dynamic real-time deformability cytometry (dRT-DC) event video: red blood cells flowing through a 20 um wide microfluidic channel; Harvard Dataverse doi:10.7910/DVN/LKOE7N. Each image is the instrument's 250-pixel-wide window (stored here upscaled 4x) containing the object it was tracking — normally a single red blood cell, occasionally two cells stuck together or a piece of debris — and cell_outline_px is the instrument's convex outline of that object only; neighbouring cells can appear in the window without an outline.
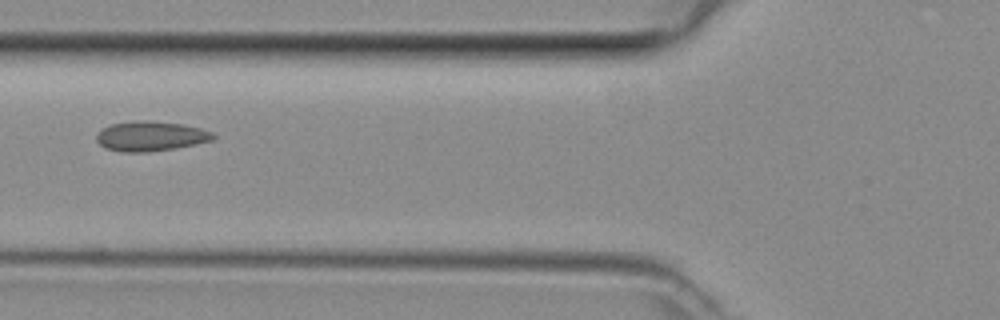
{"species": "common noctule bat (a hibernating species)", "species_latin": "Nyctalus noctula", "temperature_condition": "room temperature", "stored_images_in_passage": 4, "camera_frame_rate_fps": 3000, "um_per_image_px": 0.085, "animal": {"sex": "female", "body_mass_g": 29.2, "forearm_length_mm": 56.3}, "frame": {"image": 1, "passage_image": 4, "time_ms": 1.0, "image_size_px": [1000, 320], "cell_outline_px": [[216, 136], [212, 140], [172, 148], [144, 152], [124, 152], [104, 148], [96, 140], [96, 132], [112, 124], [136, 120], [152, 120], [184, 124], [200, 128], [212, 132]], "centroid_in_image_um": [12.77, 11.55], "position_along_channel_um": 113.0, "area_um2": 20.17}}